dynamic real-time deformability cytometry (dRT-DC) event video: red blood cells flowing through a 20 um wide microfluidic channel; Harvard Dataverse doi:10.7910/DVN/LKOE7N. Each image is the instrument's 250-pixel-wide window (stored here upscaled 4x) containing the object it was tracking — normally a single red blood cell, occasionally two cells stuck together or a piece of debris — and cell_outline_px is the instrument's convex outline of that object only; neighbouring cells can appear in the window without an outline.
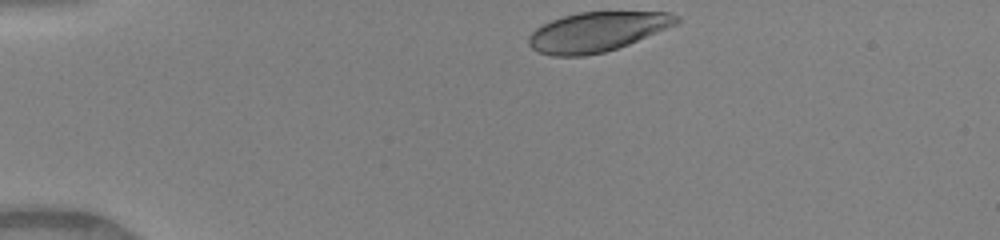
{"species": "human", "species_latin": "Homo sapiens", "temperature_condition": "warm", "stored_images_in_passage": 35, "camera_frame_rate_fps": 3000, "um_per_image_px": 0.085, "donor": {"sex": "female"}, "frame": {"image": 1, "passage_image": 1, "time_ms": 0.0, "image_size_px": [1000, 240], "cell_outline_px": [[680, 20], [676, 24], [628, 44], [604, 52], [584, 56], [552, 56], [540, 52], [532, 48], [528, 44], [528, 36], [536, 28], [552, 20], [564, 16], [580, 12], [668, 12], [680, 16]], "centroid_in_image_um": [50.73, 2.7], "position_along_channel_um": 34.3, "area_um2": 33.76}}
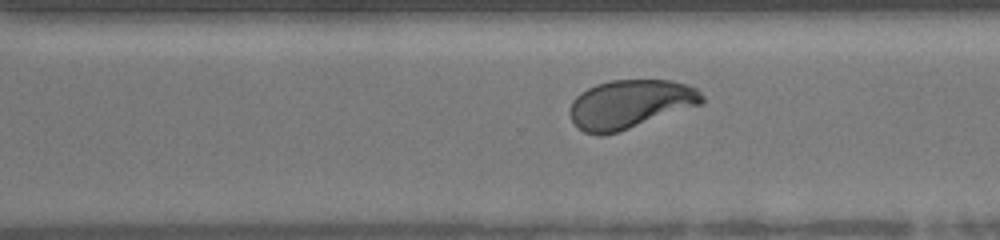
{"frame": {"image": 2, "passage_image": 26, "time_ms": 8.333, "image_size_px": [1000, 240], "cell_outline_px": [[704, 104], [620, 132], [600, 136], [584, 132], [572, 120], [568, 112], [572, 100], [580, 92], [596, 84], [612, 80], [672, 80], [688, 84], [696, 88], [704, 96]], "centroid_in_image_um": [53.59, 8.86], "position_along_channel_um": 317.0, "area_um2": 38.03}}
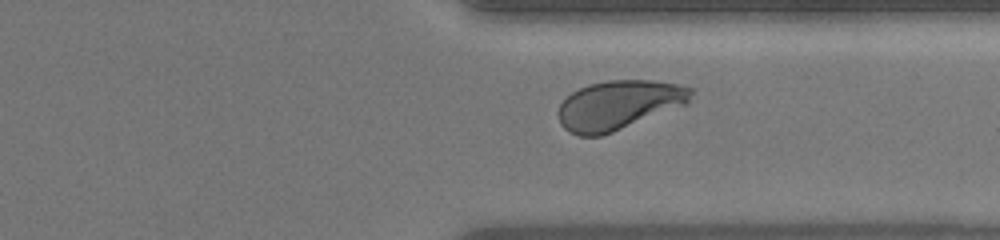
{"frame": {"image": 3, "passage_image": 29, "time_ms": 9.333, "image_size_px": [1000, 240], "cell_outline_px": [[696, 92], [688, 104], [612, 132], [600, 136], [580, 136], [568, 132], [560, 124], [556, 112], [560, 104], [572, 92], [588, 84], [608, 80], [652, 80], [676, 84], [696, 88]], "centroid_in_image_um": [52.62, 8.92], "position_along_channel_um": 358.8, "area_um2": 38.44}, "authors_computed_cell_mechanics": {"area_um2": 37.7434, "velocity_mm_per_s": 4.1306, "shape_relaxation_time_tau1_ms": 3.4052, "shape_relaxation_time_tau2_ms": null, "deformation_change_tau1": 0.1755, "deformation_change_tau2": null}}